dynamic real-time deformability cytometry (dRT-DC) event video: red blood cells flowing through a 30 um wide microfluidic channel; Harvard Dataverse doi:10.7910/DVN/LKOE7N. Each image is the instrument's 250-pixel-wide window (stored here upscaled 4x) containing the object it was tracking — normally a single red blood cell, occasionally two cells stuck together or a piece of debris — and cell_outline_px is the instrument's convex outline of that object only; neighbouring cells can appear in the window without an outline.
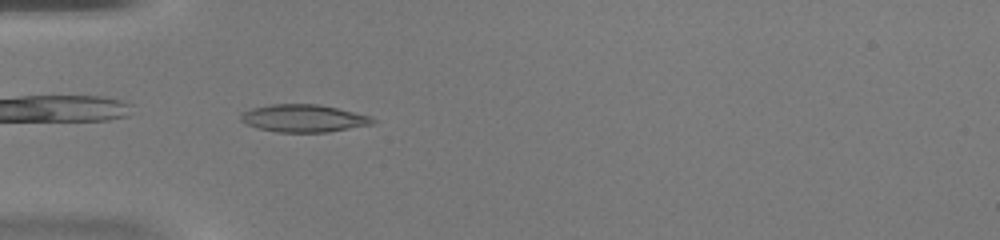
{"species": "common noctule bat (a hibernating species)", "species_latin": "Nyctalus noctula", "temperature_condition": "warm", "stored_images_in_passage": 34, "camera_frame_rate_fps": 3000, "um_per_image_px": 0.085, "animal": {"sex": "female", "body_mass_g": 20.0, "forearm_length_mm": 54.0}, "frame": {"image": 1, "passage_image": 1, "time_ms": 0.0, "image_size_px": [1000, 240], "cell_outline_px": [[376, 120], [372, 124], [328, 132], [276, 132], [256, 128], [240, 120], [240, 112], [252, 108], [272, 104], [320, 104], [372, 116]], "centroid_in_image_um": [25.79, 10.05], "position_along_channel_um": 59.2, "area_um2": 21.27}}
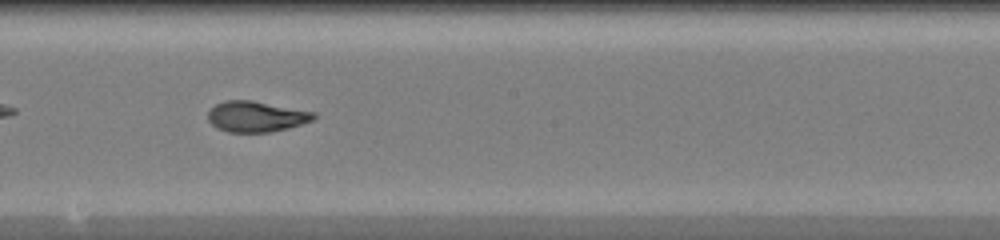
{"frame": {"image": 2, "passage_image": 13, "time_ms": 4.0, "image_size_px": [1000, 240], "cell_outline_px": [[316, 116], [312, 120], [288, 128], [268, 132], [228, 132], [216, 128], [208, 120], [208, 112], [216, 104], [224, 100], [252, 100], [316, 112]], "centroid_in_image_um": [21.76, 9.9], "position_along_channel_um": 226.4, "area_um2": 18.9}}
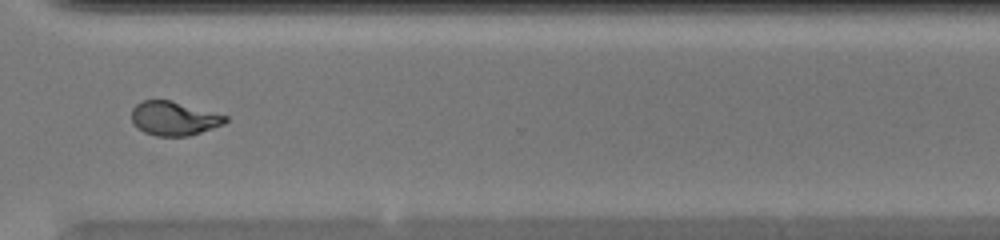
{"frame": {"image": 3, "passage_image": 22, "time_ms": 7.0, "image_size_px": [1000, 240], "cell_outline_px": [[228, 120], [224, 124], [188, 136], [156, 136], [144, 132], [132, 120], [132, 108], [136, 104], [144, 100], [172, 100], [228, 116]], "centroid_in_image_um": [14.8, 10.06], "position_along_channel_um": 355.8, "area_um2": 18.44}}